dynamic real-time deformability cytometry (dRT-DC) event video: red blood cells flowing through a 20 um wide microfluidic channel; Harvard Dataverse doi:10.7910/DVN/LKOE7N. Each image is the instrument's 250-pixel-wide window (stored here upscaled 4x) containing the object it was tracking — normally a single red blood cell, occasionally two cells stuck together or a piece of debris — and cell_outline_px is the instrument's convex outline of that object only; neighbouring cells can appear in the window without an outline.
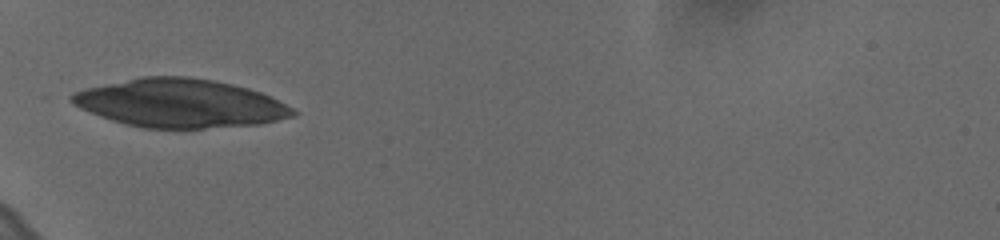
{"species": "human", "species_latin": "Homo sapiens", "temperature_condition": "cold", "stored_images_in_passage": 27, "camera_frame_rate_fps": 3000, "um_per_image_px": 0.085, "donor": {"sex": "female"}, "frame": {"image": 1, "passage_image": 1, "time_ms": 0.0, "image_size_px": [1000, 240], "cell_outline_px": [[300, 112], [296, 116], [260, 124], [204, 128], [144, 128], [112, 120], [100, 116], [80, 108], [68, 100], [68, 96], [72, 92], [84, 88], [140, 76], [188, 76], [212, 80], [232, 84], [248, 88], [260, 92]], "centroid_in_image_um": [15.28, 8.77], "position_along_channel_um": 69.7, "area_um2": 62.42}}
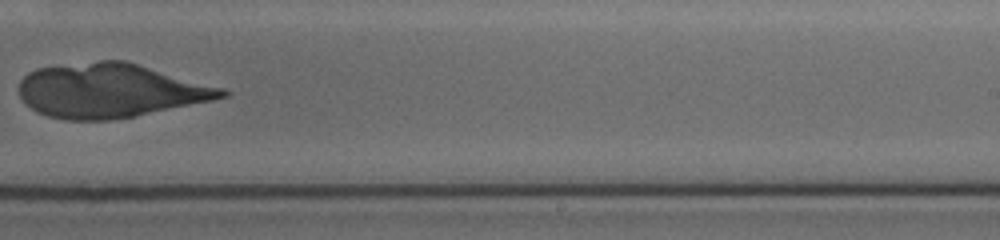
{"frame": {"image": 2, "passage_image": 9, "time_ms": 2.667, "image_size_px": [1000, 240], "cell_outline_px": [[232, 92], [228, 96], [212, 100], [136, 116], [108, 120], [64, 120], [48, 116], [36, 112], [20, 96], [20, 80], [28, 72], [36, 68], [100, 60], [124, 60], [224, 88]], "centroid_in_image_um": [9.38, 7.7], "position_along_channel_um": 279.6, "area_um2": 63.81}}
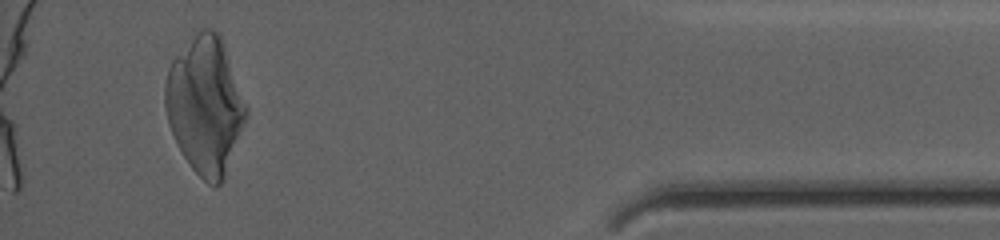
{"frame": {"image": 3, "passage_image": 24, "time_ms": 7.667, "image_size_px": [1000, 240], "cell_outline_px": [[248, 116], [224, 180], [216, 188], [208, 184], [192, 168], [176, 144], [168, 124], [164, 104], [164, 84], [168, 68], [172, 60], [204, 28], [212, 28], [220, 36], [248, 108]], "centroid_in_image_um": [17.44, 9.03], "position_along_channel_um": 417.8, "area_um2": 64.22}}